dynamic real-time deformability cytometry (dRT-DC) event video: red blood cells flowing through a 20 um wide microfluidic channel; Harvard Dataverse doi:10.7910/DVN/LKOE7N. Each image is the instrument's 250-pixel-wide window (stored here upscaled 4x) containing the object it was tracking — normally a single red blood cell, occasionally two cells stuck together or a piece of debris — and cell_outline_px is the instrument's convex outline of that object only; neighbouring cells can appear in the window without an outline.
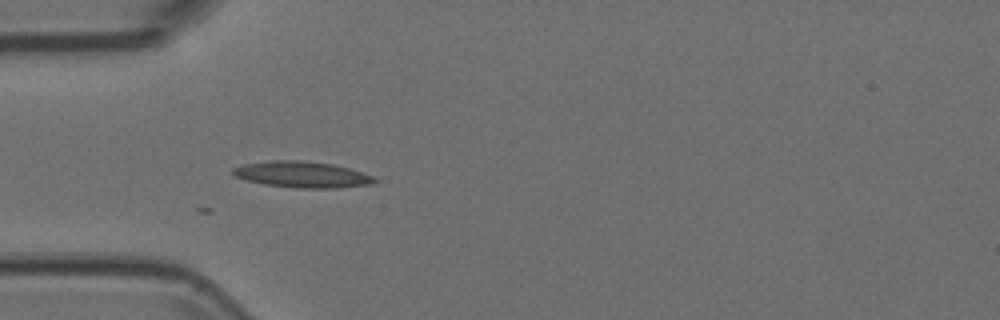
{"species": "Egyptian fruit bat (a non-hibernating species)", "species_latin": "Rousettus aegyptiacus", "temperature_condition": "room temperature", "stored_images_in_passage": 30, "camera_frame_rate_fps": 3000, "um_per_image_px": 0.085, "animal": {"sex": "female"}, "frame": {"image": 1, "passage_image": 1, "time_ms": 0.0, "image_size_px": [1000, 320], "cell_outline_px": [[376, 180], [372, 184], [336, 188], [296, 188], [264, 184], [244, 180], [236, 176], [232, 172], [232, 168], [240, 164], [272, 160], [304, 160], [332, 164], [348, 168], [372, 176]], "centroid_in_image_um": [25.61, 14.83], "position_along_channel_um": 59.4, "area_um2": 21.62}}
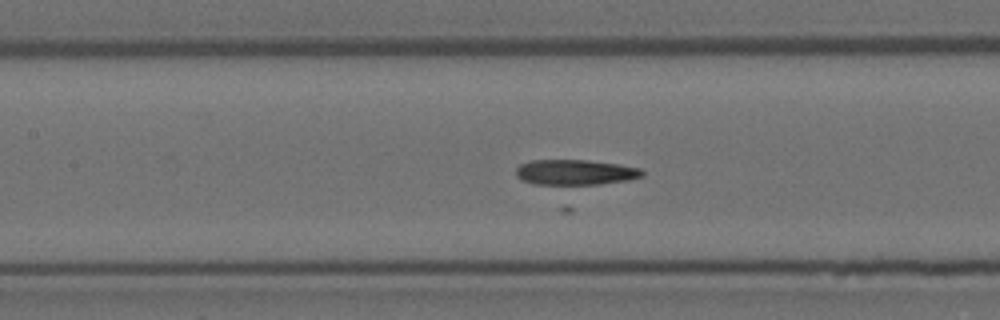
{"frame": {"image": 2, "passage_image": 9, "time_ms": 2.667, "image_size_px": [1000, 320], "cell_outline_px": [[644, 176], [628, 180], [600, 184], [532, 184], [516, 176], [516, 168], [520, 164], [532, 160], [588, 160], [616, 164], [640, 168], [644, 172]], "centroid_in_image_um": [48.9, 14.64], "position_along_channel_um": 158.5, "area_um2": 18.55}}
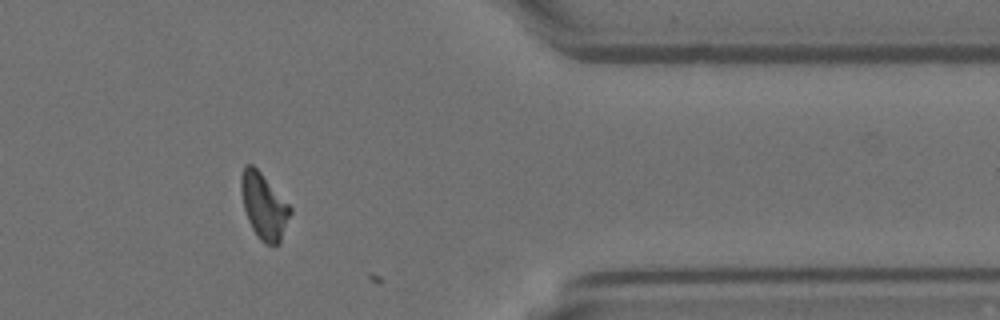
{"frame": {"image": 3, "passage_image": 29, "time_ms": 9.333, "image_size_px": [1000, 320], "cell_outline_px": [[292, 212], [280, 244], [264, 244], [256, 236], [248, 220], [244, 208], [240, 188], [240, 176], [244, 164], [252, 164], [260, 172], [292, 208]], "centroid_in_image_um": [22.42, 17.53], "position_along_channel_um": 389.0, "area_um2": 18.9}}